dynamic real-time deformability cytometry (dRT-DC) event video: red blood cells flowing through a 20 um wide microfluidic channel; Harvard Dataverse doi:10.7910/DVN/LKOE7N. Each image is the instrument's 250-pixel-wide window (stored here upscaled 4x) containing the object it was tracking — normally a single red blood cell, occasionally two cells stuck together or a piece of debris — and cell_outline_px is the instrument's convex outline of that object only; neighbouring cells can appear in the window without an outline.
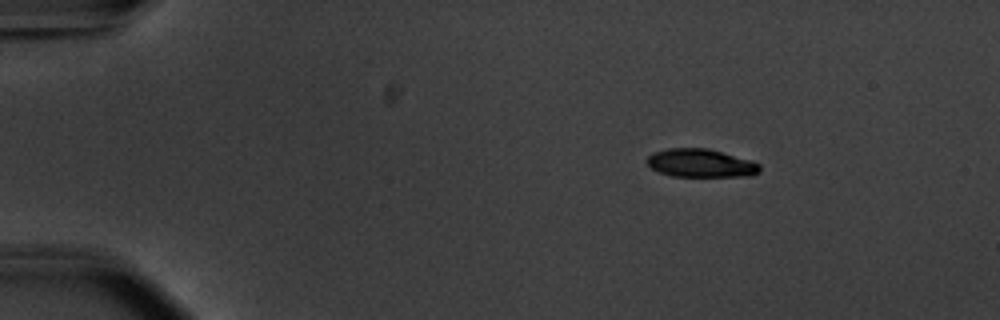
{"species": "common noctule bat (a hibernating species)", "species_latin": "Nyctalus noctula", "temperature_condition": "warm", "stored_images_in_passage": 47, "camera_frame_rate_fps": 3000, "um_per_image_px": 0.085, "animal": {"sex": "male", "body_mass_g": 20.1, "forearm_length_mm": 53.5}, "frame": {"image": 1, "passage_image": 1, "time_ms": 0.0, "image_size_px": [1000, 320], "cell_outline_px": [[760, 172], [752, 176], [672, 176], [660, 172], [652, 168], [648, 164], [648, 156], [652, 152], [668, 148], [708, 148], [748, 160], [760, 164]], "centroid_in_image_um": [59.56, 13.87], "position_along_channel_um": 25.4, "area_um2": 18.38}}
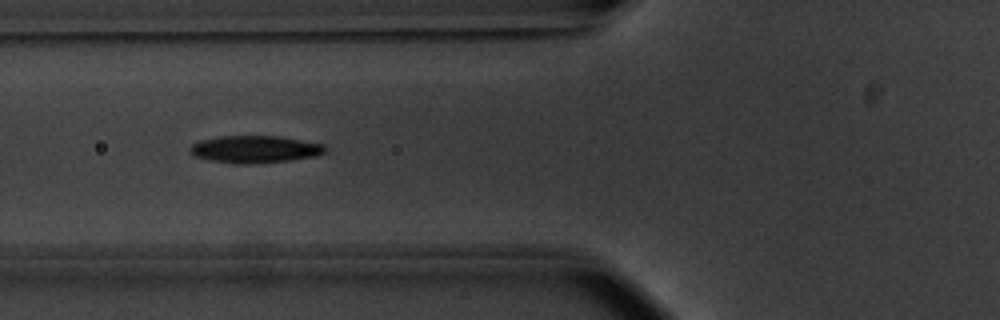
{"frame": {"image": 2, "passage_image": 14, "time_ms": 4.333, "image_size_px": [1000, 320], "cell_outline_px": [[328, 148], [324, 152], [316, 156], [288, 160], [248, 164], [236, 164], [208, 160], [192, 156], [188, 152], [188, 148], [192, 144], [200, 140], [220, 136], [280, 136], [324, 144]], "centroid_in_image_um": [21.62, 12.68], "position_along_channel_um": 104.2, "area_um2": 21.68}}
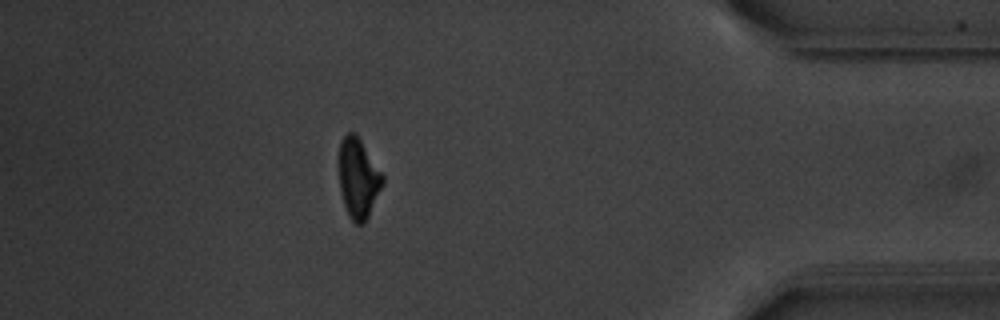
{"frame": {"image": 3, "passage_image": 41, "time_ms": 13.333, "image_size_px": [1000, 320], "cell_outline_px": [[384, 184], [364, 224], [356, 224], [348, 216], [340, 192], [340, 140], [348, 132], [356, 132], [384, 176]], "centroid_in_image_um": [30.47, 15.15], "position_along_channel_um": 404.7, "area_um2": 20.29}, "authors_computed_cell_mechanics": {"area_um2": 20.808, "velocity_mm_per_s": 3.7511, "shape_relaxation_time_tau1_ms": 3.0033, "shape_relaxation_time_tau2_ms": 4.7441, "deformation_change_tau1": 0.1531, "deformation_change_tau2": 0.1135}}